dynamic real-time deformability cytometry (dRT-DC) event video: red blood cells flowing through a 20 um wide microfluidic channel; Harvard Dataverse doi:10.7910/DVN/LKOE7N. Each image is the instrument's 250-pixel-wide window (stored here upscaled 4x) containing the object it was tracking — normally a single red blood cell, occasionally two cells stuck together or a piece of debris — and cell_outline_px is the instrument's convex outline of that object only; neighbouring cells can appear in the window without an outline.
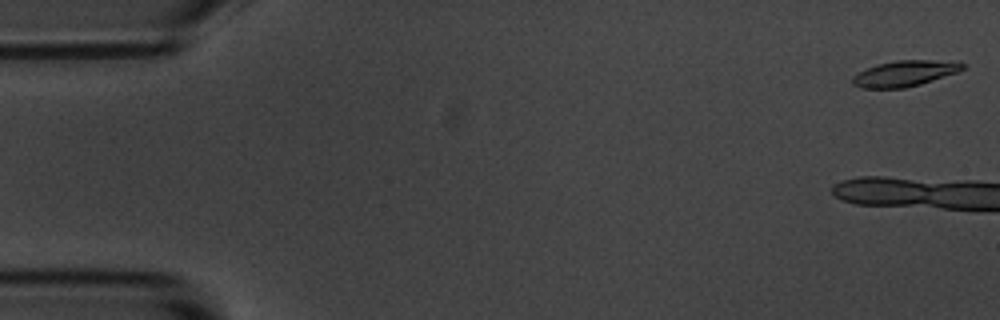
{"species": "common noctule bat (a hibernating species)", "species_latin": "Nyctalus noctula", "temperature_condition": "room temperature", "stored_images_in_passage": 6, "camera_frame_rate_fps": 3000, "um_per_image_px": 0.085, "animal": {"sex": "male", "body_mass_g": 20.1, "forearm_length_mm": 53.5}, "frame": {"image": 1, "passage_image": 1, "time_ms": 0.0, "image_size_px": [1000, 320], "cell_outline_px": [[964, 68], [956, 72], [920, 84], [904, 88], [860, 88], [852, 84], [852, 76], [876, 64], [896, 60], [960, 60], [964, 64]], "centroid_in_image_um": [76.91, 6.23], "position_along_channel_um": 8.1, "area_um2": 16.59}}